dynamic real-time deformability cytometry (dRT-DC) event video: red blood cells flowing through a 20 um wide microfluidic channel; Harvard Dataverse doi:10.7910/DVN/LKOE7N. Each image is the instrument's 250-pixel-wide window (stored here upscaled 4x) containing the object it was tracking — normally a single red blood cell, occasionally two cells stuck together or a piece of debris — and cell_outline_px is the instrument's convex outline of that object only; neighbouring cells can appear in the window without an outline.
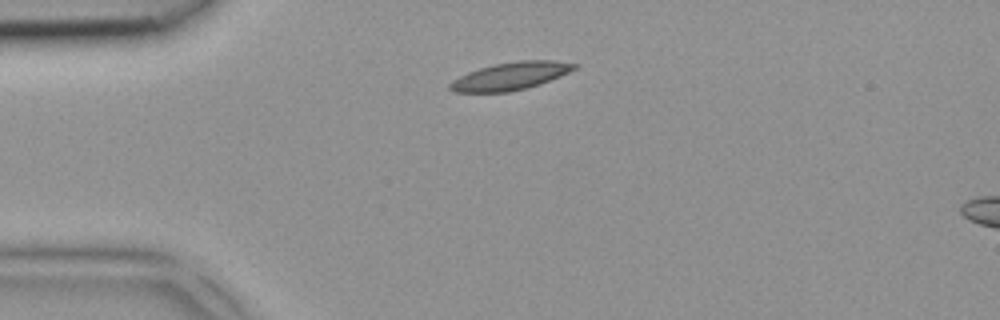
{"species": "common noctule bat (a hibernating species)", "species_latin": "Nyctalus noctula", "temperature_condition": "room temperature", "stored_images_in_passage": 3, "camera_frame_rate_fps": 3000, "um_per_image_px": 0.085, "animal": {"sex": "female", "body_mass_g": 18.4}, "frame": {"image": 1, "passage_image": 1, "time_ms": 0.0, "image_size_px": [1000, 320], "cell_outline_px": [[580, 64], [576, 68], [560, 76], [540, 84], [508, 92], [456, 92], [448, 88], [448, 84], [452, 80], [468, 72], [492, 64], [520, 60], [556, 60]], "centroid_in_image_um": [43.4, 6.45], "position_along_channel_um": 41.6, "area_um2": 20.06}}